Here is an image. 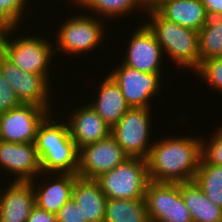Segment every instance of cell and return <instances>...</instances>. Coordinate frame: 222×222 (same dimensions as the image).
Here are the masks:
<instances>
[{"label": "cell", "mask_w": 222, "mask_h": 222, "mask_svg": "<svg viewBox=\"0 0 222 222\" xmlns=\"http://www.w3.org/2000/svg\"><path fill=\"white\" fill-rule=\"evenodd\" d=\"M144 200L150 222H193L185 206L181 183H148Z\"/></svg>", "instance_id": "6"}, {"label": "cell", "mask_w": 222, "mask_h": 222, "mask_svg": "<svg viewBox=\"0 0 222 222\" xmlns=\"http://www.w3.org/2000/svg\"><path fill=\"white\" fill-rule=\"evenodd\" d=\"M96 180L108 199L144 198L150 182L147 161L140 157H130Z\"/></svg>", "instance_id": "5"}, {"label": "cell", "mask_w": 222, "mask_h": 222, "mask_svg": "<svg viewBox=\"0 0 222 222\" xmlns=\"http://www.w3.org/2000/svg\"><path fill=\"white\" fill-rule=\"evenodd\" d=\"M216 130L208 144L202 140L201 157L209 164L222 166V127Z\"/></svg>", "instance_id": "28"}, {"label": "cell", "mask_w": 222, "mask_h": 222, "mask_svg": "<svg viewBox=\"0 0 222 222\" xmlns=\"http://www.w3.org/2000/svg\"><path fill=\"white\" fill-rule=\"evenodd\" d=\"M156 12L166 20L199 32L208 21L201 0H172L162 4Z\"/></svg>", "instance_id": "20"}, {"label": "cell", "mask_w": 222, "mask_h": 222, "mask_svg": "<svg viewBox=\"0 0 222 222\" xmlns=\"http://www.w3.org/2000/svg\"><path fill=\"white\" fill-rule=\"evenodd\" d=\"M104 222H150L144 198H107Z\"/></svg>", "instance_id": "22"}, {"label": "cell", "mask_w": 222, "mask_h": 222, "mask_svg": "<svg viewBox=\"0 0 222 222\" xmlns=\"http://www.w3.org/2000/svg\"><path fill=\"white\" fill-rule=\"evenodd\" d=\"M81 14L63 22L57 33V46L54 51L74 54L89 52L99 46L105 37V27L101 19ZM104 27V28H103Z\"/></svg>", "instance_id": "8"}, {"label": "cell", "mask_w": 222, "mask_h": 222, "mask_svg": "<svg viewBox=\"0 0 222 222\" xmlns=\"http://www.w3.org/2000/svg\"><path fill=\"white\" fill-rule=\"evenodd\" d=\"M4 28L0 25V34L3 32Z\"/></svg>", "instance_id": "34"}, {"label": "cell", "mask_w": 222, "mask_h": 222, "mask_svg": "<svg viewBox=\"0 0 222 222\" xmlns=\"http://www.w3.org/2000/svg\"><path fill=\"white\" fill-rule=\"evenodd\" d=\"M139 27L128 42L123 64L141 72L161 73L162 48L145 22Z\"/></svg>", "instance_id": "13"}, {"label": "cell", "mask_w": 222, "mask_h": 222, "mask_svg": "<svg viewBox=\"0 0 222 222\" xmlns=\"http://www.w3.org/2000/svg\"><path fill=\"white\" fill-rule=\"evenodd\" d=\"M50 109L20 104L0 113V140L13 143H34L38 126L50 115Z\"/></svg>", "instance_id": "10"}, {"label": "cell", "mask_w": 222, "mask_h": 222, "mask_svg": "<svg viewBox=\"0 0 222 222\" xmlns=\"http://www.w3.org/2000/svg\"><path fill=\"white\" fill-rule=\"evenodd\" d=\"M75 3L74 5H80L84 9L98 13L100 18L103 15L105 18L114 17L116 19L117 16L119 18V16L128 15L138 8V10L142 9L143 13L146 11L145 0H77Z\"/></svg>", "instance_id": "25"}, {"label": "cell", "mask_w": 222, "mask_h": 222, "mask_svg": "<svg viewBox=\"0 0 222 222\" xmlns=\"http://www.w3.org/2000/svg\"><path fill=\"white\" fill-rule=\"evenodd\" d=\"M72 198L80 207L82 220L86 222H104L107 197L96 179L77 177Z\"/></svg>", "instance_id": "18"}, {"label": "cell", "mask_w": 222, "mask_h": 222, "mask_svg": "<svg viewBox=\"0 0 222 222\" xmlns=\"http://www.w3.org/2000/svg\"><path fill=\"white\" fill-rule=\"evenodd\" d=\"M128 158L130 157L117 141L109 135L79 149V168L76 174L82 178L96 179L124 163Z\"/></svg>", "instance_id": "12"}, {"label": "cell", "mask_w": 222, "mask_h": 222, "mask_svg": "<svg viewBox=\"0 0 222 222\" xmlns=\"http://www.w3.org/2000/svg\"><path fill=\"white\" fill-rule=\"evenodd\" d=\"M150 108H130L111 128L110 135L129 157L146 159L152 144L150 141ZM151 144V145H150Z\"/></svg>", "instance_id": "7"}, {"label": "cell", "mask_w": 222, "mask_h": 222, "mask_svg": "<svg viewBox=\"0 0 222 222\" xmlns=\"http://www.w3.org/2000/svg\"><path fill=\"white\" fill-rule=\"evenodd\" d=\"M181 194L193 222H222V208L210 201L194 180L181 182Z\"/></svg>", "instance_id": "21"}, {"label": "cell", "mask_w": 222, "mask_h": 222, "mask_svg": "<svg viewBox=\"0 0 222 222\" xmlns=\"http://www.w3.org/2000/svg\"><path fill=\"white\" fill-rule=\"evenodd\" d=\"M194 181L210 201L222 208V166L209 164L201 157Z\"/></svg>", "instance_id": "24"}, {"label": "cell", "mask_w": 222, "mask_h": 222, "mask_svg": "<svg viewBox=\"0 0 222 222\" xmlns=\"http://www.w3.org/2000/svg\"><path fill=\"white\" fill-rule=\"evenodd\" d=\"M20 105L14 90L0 73V113L8 112Z\"/></svg>", "instance_id": "29"}, {"label": "cell", "mask_w": 222, "mask_h": 222, "mask_svg": "<svg viewBox=\"0 0 222 222\" xmlns=\"http://www.w3.org/2000/svg\"><path fill=\"white\" fill-rule=\"evenodd\" d=\"M164 138L152 143L146 158L150 181L181 183L194 180L201 159V138Z\"/></svg>", "instance_id": "1"}, {"label": "cell", "mask_w": 222, "mask_h": 222, "mask_svg": "<svg viewBox=\"0 0 222 222\" xmlns=\"http://www.w3.org/2000/svg\"><path fill=\"white\" fill-rule=\"evenodd\" d=\"M69 115L67 123L78 149L105 139L111 133V128L89 104L78 107L77 111L75 109L72 115Z\"/></svg>", "instance_id": "16"}, {"label": "cell", "mask_w": 222, "mask_h": 222, "mask_svg": "<svg viewBox=\"0 0 222 222\" xmlns=\"http://www.w3.org/2000/svg\"><path fill=\"white\" fill-rule=\"evenodd\" d=\"M200 63L222 57V17H209L198 32Z\"/></svg>", "instance_id": "23"}, {"label": "cell", "mask_w": 222, "mask_h": 222, "mask_svg": "<svg viewBox=\"0 0 222 222\" xmlns=\"http://www.w3.org/2000/svg\"><path fill=\"white\" fill-rule=\"evenodd\" d=\"M146 12L152 19L145 24L155 35L163 53L171 56L178 66L196 71L200 66L198 32L168 21L156 11Z\"/></svg>", "instance_id": "3"}, {"label": "cell", "mask_w": 222, "mask_h": 222, "mask_svg": "<svg viewBox=\"0 0 222 222\" xmlns=\"http://www.w3.org/2000/svg\"><path fill=\"white\" fill-rule=\"evenodd\" d=\"M27 222H57V216L35 206L32 209Z\"/></svg>", "instance_id": "31"}, {"label": "cell", "mask_w": 222, "mask_h": 222, "mask_svg": "<svg viewBox=\"0 0 222 222\" xmlns=\"http://www.w3.org/2000/svg\"><path fill=\"white\" fill-rule=\"evenodd\" d=\"M14 30L16 28H5L0 34L2 54L22 71L49 75V65H52L49 63L56 53L52 43L34 36H22L13 40L10 34Z\"/></svg>", "instance_id": "4"}, {"label": "cell", "mask_w": 222, "mask_h": 222, "mask_svg": "<svg viewBox=\"0 0 222 222\" xmlns=\"http://www.w3.org/2000/svg\"><path fill=\"white\" fill-rule=\"evenodd\" d=\"M98 96L89 105L112 128L130 109L119 85L108 74L101 82Z\"/></svg>", "instance_id": "19"}, {"label": "cell", "mask_w": 222, "mask_h": 222, "mask_svg": "<svg viewBox=\"0 0 222 222\" xmlns=\"http://www.w3.org/2000/svg\"><path fill=\"white\" fill-rule=\"evenodd\" d=\"M0 166L16 178L14 181L36 182L41 164L34 143H13L0 140Z\"/></svg>", "instance_id": "14"}, {"label": "cell", "mask_w": 222, "mask_h": 222, "mask_svg": "<svg viewBox=\"0 0 222 222\" xmlns=\"http://www.w3.org/2000/svg\"><path fill=\"white\" fill-rule=\"evenodd\" d=\"M209 86L222 92V57L207 59L195 71Z\"/></svg>", "instance_id": "27"}, {"label": "cell", "mask_w": 222, "mask_h": 222, "mask_svg": "<svg viewBox=\"0 0 222 222\" xmlns=\"http://www.w3.org/2000/svg\"><path fill=\"white\" fill-rule=\"evenodd\" d=\"M28 0H0V25L5 28H16L19 25ZM27 2V3H26Z\"/></svg>", "instance_id": "26"}, {"label": "cell", "mask_w": 222, "mask_h": 222, "mask_svg": "<svg viewBox=\"0 0 222 222\" xmlns=\"http://www.w3.org/2000/svg\"><path fill=\"white\" fill-rule=\"evenodd\" d=\"M172 0H145L146 11H156L162 4Z\"/></svg>", "instance_id": "33"}, {"label": "cell", "mask_w": 222, "mask_h": 222, "mask_svg": "<svg viewBox=\"0 0 222 222\" xmlns=\"http://www.w3.org/2000/svg\"><path fill=\"white\" fill-rule=\"evenodd\" d=\"M50 117L51 114L38 126L34 142L41 172L44 176L49 174L48 179L53 173L76 174L79 168V149L72 140L69 125L63 121L56 123Z\"/></svg>", "instance_id": "2"}, {"label": "cell", "mask_w": 222, "mask_h": 222, "mask_svg": "<svg viewBox=\"0 0 222 222\" xmlns=\"http://www.w3.org/2000/svg\"><path fill=\"white\" fill-rule=\"evenodd\" d=\"M8 185L0 191V222H27L36 206L33 185L13 180Z\"/></svg>", "instance_id": "15"}, {"label": "cell", "mask_w": 222, "mask_h": 222, "mask_svg": "<svg viewBox=\"0 0 222 222\" xmlns=\"http://www.w3.org/2000/svg\"><path fill=\"white\" fill-rule=\"evenodd\" d=\"M208 17H222V0H201Z\"/></svg>", "instance_id": "32"}, {"label": "cell", "mask_w": 222, "mask_h": 222, "mask_svg": "<svg viewBox=\"0 0 222 222\" xmlns=\"http://www.w3.org/2000/svg\"><path fill=\"white\" fill-rule=\"evenodd\" d=\"M109 75L119 85L130 108H150V99L161 91V74L146 73L123 63Z\"/></svg>", "instance_id": "11"}, {"label": "cell", "mask_w": 222, "mask_h": 222, "mask_svg": "<svg viewBox=\"0 0 222 222\" xmlns=\"http://www.w3.org/2000/svg\"><path fill=\"white\" fill-rule=\"evenodd\" d=\"M0 73L14 90L20 104H31L50 109L49 75L22 71L2 53L0 54Z\"/></svg>", "instance_id": "9"}, {"label": "cell", "mask_w": 222, "mask_h": 222, "mask_svg": "<svg viewBox=\"0 0 222 222\" xmlns=\"http://www.w3.org/2000/svg\"><path fill=\"white\" fill-rule=\"evenodd\" d=\"M57 222H86L82 220L80 207L71 198L57 212Z\"/></svg>", "instance_id": "30"}, {"label": "cell", "mask_w": 222, "mask_h": 222, "mask_svg": "<svg viewBox=\"0 0 222 222\" xmlns=\"http://www.w3.org/2000/svg\"><path fill=\"white\" fill-rule=\"evenodd\" d=\"M52 176L53 181L52 179H50L51 181L45 179L44 183H41L39 187H36V183L33 180L29 182L33 185L36 206L56 215L60 208L72 198L73 187L78 175L56 174V178L59 177L58 179L54 178L55 175L52 174ZM45 181L49 183L46 184Z\"/></svg>", "instance_id": "17"}]
</instances>
